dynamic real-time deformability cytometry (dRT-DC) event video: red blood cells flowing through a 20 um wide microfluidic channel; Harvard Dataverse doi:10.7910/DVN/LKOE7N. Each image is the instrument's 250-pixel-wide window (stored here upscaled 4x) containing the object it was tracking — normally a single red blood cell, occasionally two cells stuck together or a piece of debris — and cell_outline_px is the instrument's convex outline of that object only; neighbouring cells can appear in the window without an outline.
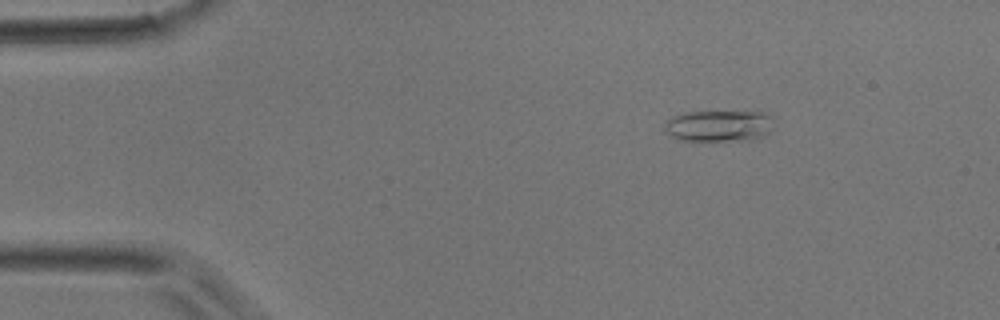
{"species": "common noctule bat (a hibernating species)", "species_latin": "Nyctalus noctula", "temperature_condition": "room temperature", "stored_images_in_passage": 3, "camera_frame_rate_fps": 3000, "um_per_image_px": 0.085, "animal": {"sex": "male", "body_mass_g": 17.9}, "frame": {"image": 1, "passage_image": 2, "time_ms": 0.333, "image_size_px": [1000, 320], "cell_outline_px": [[772, 116], [768, 132], [764, 136], [756, 140], [676, 140], [664, 132], [664, 124], [672, 116], [688, 112], [760, 112]], "centroid_in_image_um": [61.05, 10.71], "position_along_channel_um": 24.0, "area_um2": 19.88}}